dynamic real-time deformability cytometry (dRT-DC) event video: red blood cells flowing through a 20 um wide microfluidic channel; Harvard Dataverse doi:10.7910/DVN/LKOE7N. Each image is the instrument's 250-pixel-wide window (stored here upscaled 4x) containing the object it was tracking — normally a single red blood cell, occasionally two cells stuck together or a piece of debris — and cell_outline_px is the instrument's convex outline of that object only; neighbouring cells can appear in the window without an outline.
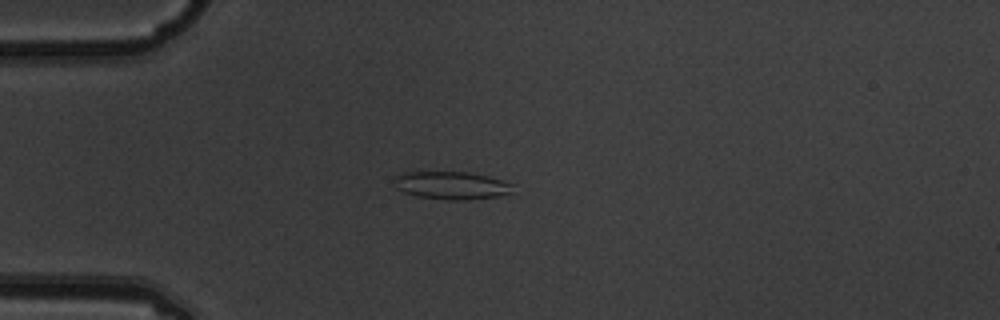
{"species": "common noctule bat (a hibernating species)", "species_latin": "Nyctalus noctula", "temperature_condition": "warm", "stored_images_in_passage": 6, "camera_frame_rate_fps": 3000, "um_per_image_px": 0.085, "animal": {"sex": "male", "body_mass_g": 19.5, "forearm_length_mm": 54.6}, "frame": {"image": 1, "passage_image": 4, "time_ms": 1.0, "image_size_px": [1000, 320], "cell_outline_px": [[512, 192], [496, 196], [464, 200], [448, 200], [416, 196], [404, 192], [396, 188], [396, 176], [412, 168], [468, 172], [488, 176], [512, 184]], "centroid_in_image_um": [38.27, 15.7], "position_along_channel_um": 46.7, "area_um2": 19.88}}
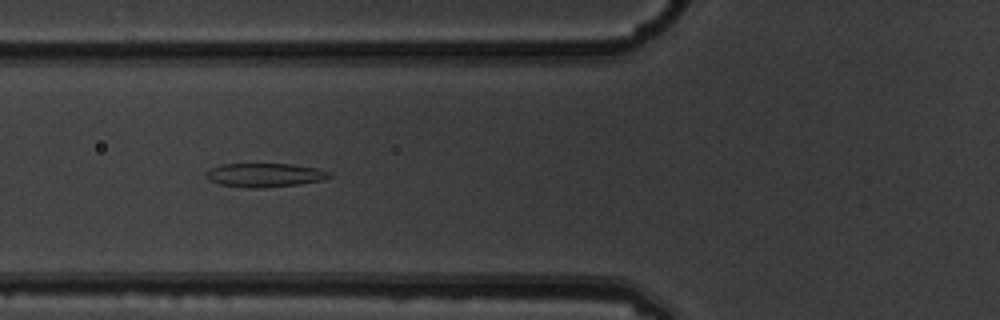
{"frame": {"image": 2, "passage_image": 6, "time_ms": 1.667, "image_size_px": [1000, 320], "cell_outline_px": [[332, 176], [324, 180], [296, 184], [264, 188], [248, 188], [220, 184], [208, 180], [204, 176], [204, 172], [220, 164], [292, 164], [316, 168], [328, 172]], "centroid_in_image_um": [22.45, 14.88], "position_along_channel_um": 103.4, "area_um2": 17.11}}